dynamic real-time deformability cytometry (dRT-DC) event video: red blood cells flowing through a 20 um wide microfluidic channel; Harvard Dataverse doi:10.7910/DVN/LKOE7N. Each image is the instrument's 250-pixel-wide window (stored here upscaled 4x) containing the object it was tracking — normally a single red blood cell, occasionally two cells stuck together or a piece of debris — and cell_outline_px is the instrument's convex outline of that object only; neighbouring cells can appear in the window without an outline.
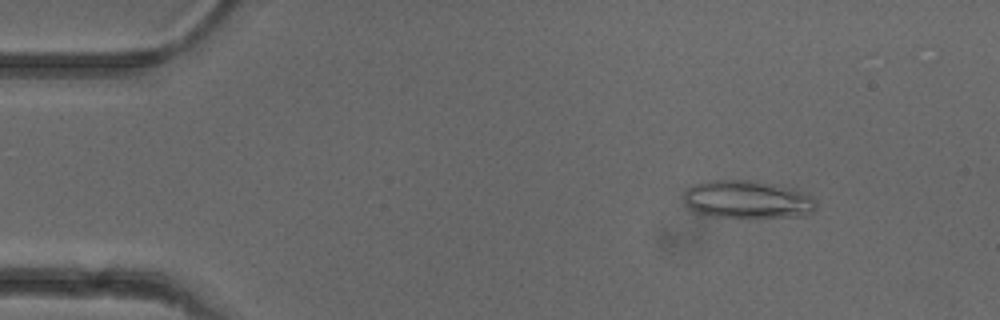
{"species": "common noctule bat (a hibernating species)", "species_latin": "Nyctalus noctula", "temperature_condition": "cold", "stored_images_in_passage": 46, "camera_frame_rate_fps": 3000, "um_per_image_px": 0.085, "animal": {"sex": "female"}, "frame": {"image": 1, "passage_image": 7, "time_ms": 2.0, "image_size_px": [1000, 320], "cell_outline_px": [[816, 208], [812, 212], [804, 216], [716, 216], [700, 212], [692, 208], [684, 200], [684, 192], [688, 188], [696, 184], [708, 180], [756, 180], [792, 188], [812, 196], [816, 200]], "centroid_in_image_um": [63.59, 16.92], "position_along_channel_um": 21.4, "area_um2": 28.67}}
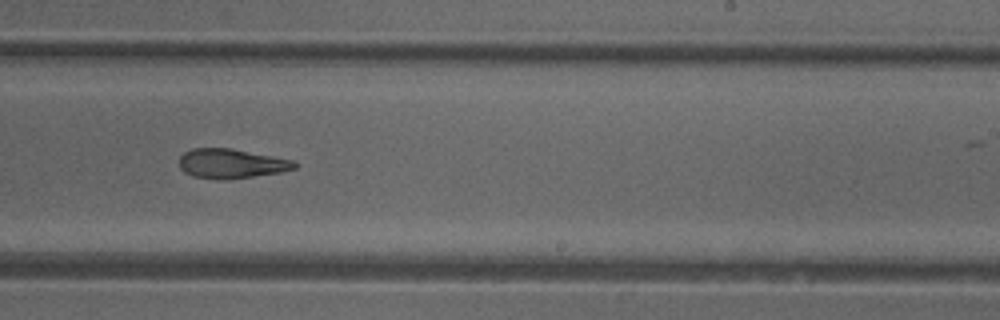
{"frame": {"image": 2, "passage_image": 32, "time_ms": 10.333, "image_size_px": [1000, 320], "cell_outline_px": [[296, 168], [280, 172], [224, 180], [220, 180], [192, 176], [184, 172], [180, 168], [180, 156], [184, 152], [192, 148], [232, 148], [292, 160], [296, 164]], "centroid_in_image_um": [19.61, 13.9], "position_along_channel_um": 269.4, "area_um2": 19.71}}
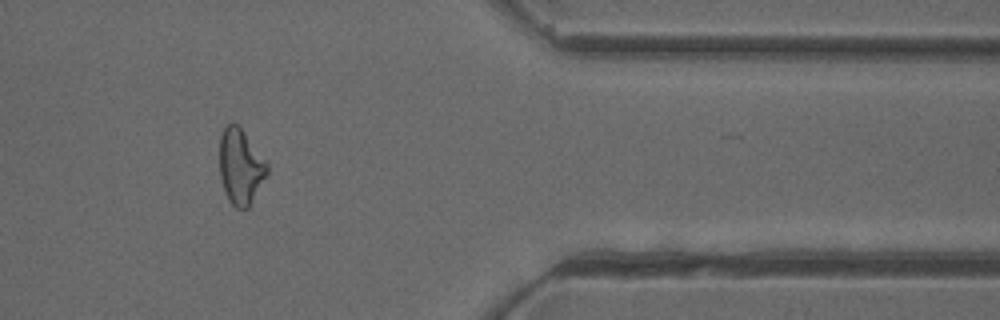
{"frame": {"image": 3, "passage_image": 43, "time_ms": 14.0, "image_size_px": [1000, 320], "cell_outline_px": [[268, 172], [248, 208], [236, 208], [228, 200], [220, 176], [220, 136], [224, 128], [232, 120], [240, 128], [268, 164]], "centroid_in_image_um": [20.43, 14.16], "position_along_channel_um": 391.0, "area_um2": 20.46}}